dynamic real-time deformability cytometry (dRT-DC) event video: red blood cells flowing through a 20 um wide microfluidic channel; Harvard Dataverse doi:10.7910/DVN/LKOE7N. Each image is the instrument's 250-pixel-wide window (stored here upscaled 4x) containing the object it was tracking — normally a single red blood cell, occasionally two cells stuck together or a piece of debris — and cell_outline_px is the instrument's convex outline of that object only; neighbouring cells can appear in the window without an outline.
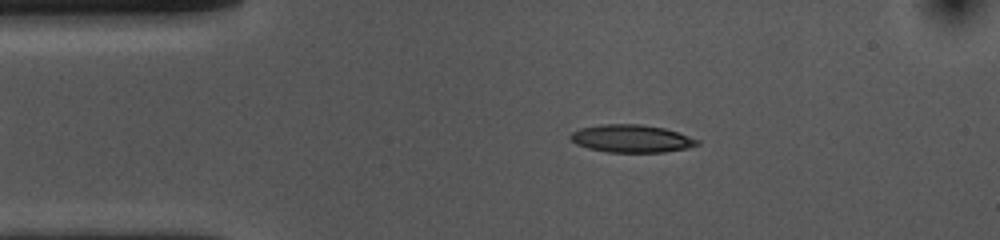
{"species": "common noctule bat (a hibernating species)", "species_latin": "Nyctalus noctula", "temperature_condition": "cold", "stored_images_in_passage": 52, "camera_frame_rate_fps": 3000, "um_per_image_px": 0.085, "animal": {"sex": "female", "body_mass_g": 10.0, "forearm_length_mm": 53.1}, "frame": {"image": 1, "passage_image": 8, "time_ms": 2.333, "image_size_px": [1000, 240], "cell_outline_px": [[700, 144], [688, 148], [664, 152], [608, 152], [588, 148], [576, 144], [568, 136], [572, 132], [580, 128], [600, 124], [640, 124], [664, 128], [700, 140]], "centroid_in_image_um": [53.66, 11.78], "position_along_channel_um": 31.3, "area_um2": 20.46}}
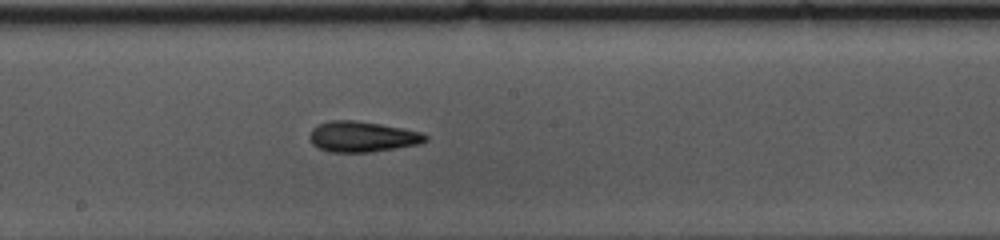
{"frame": {"image": 2, "passage_image": 26, "time_ms": 8.333, "image_size_px": [1000, 240], "cell_outline_px": [[428, 140], [420, 144], [372, 152], [328, 152], [312, 144], [308, 136], [312, 128], [316, 124], [332, 120], [352, 120], [380, 124], [404, 128], [424, 132], [428, 136]], "centroid_in_image_um": [30.81, 11.61], "position_along_channel_um": 217.4, "area_um2": 20.92}}
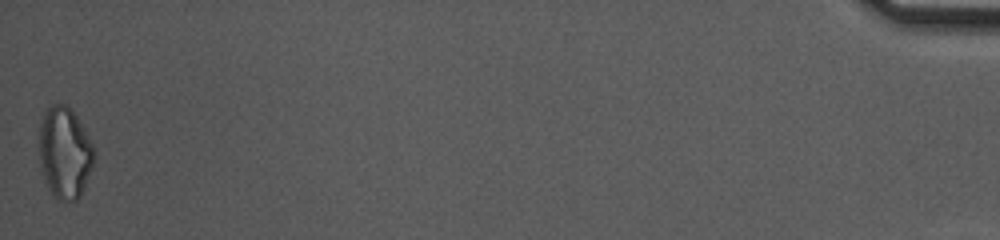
{"frame": {"image": 3, "passage_image": 52, "time_ms": 17.0, "image_size_px": [1000, 240], "cell_outline_px": [[96, 160], [80, 196], [76, 200], [60, 200], [52, 196], [48, 188], [40, 164], [40, 124], [44, 112], [52, 104], [64, 104], [76, 116], [84, 128], [96, 148]], "centroid_in_image_um": [5.54, 12.99], "position_along_channel_um": 429.7, "area_um2": 29.36}, "authors_computed_cell_mechanics": {"area_um2": 20.1433, "velocity_mm_per_s": 3.6398, "shape_relaxation_time_tau1_ms": 5.1884, "shape_relaxation_time_tau2_ms": 2.5027, "deformation_change_tau1": 0.1548, "deformation_change_tau2": 0.1111}}